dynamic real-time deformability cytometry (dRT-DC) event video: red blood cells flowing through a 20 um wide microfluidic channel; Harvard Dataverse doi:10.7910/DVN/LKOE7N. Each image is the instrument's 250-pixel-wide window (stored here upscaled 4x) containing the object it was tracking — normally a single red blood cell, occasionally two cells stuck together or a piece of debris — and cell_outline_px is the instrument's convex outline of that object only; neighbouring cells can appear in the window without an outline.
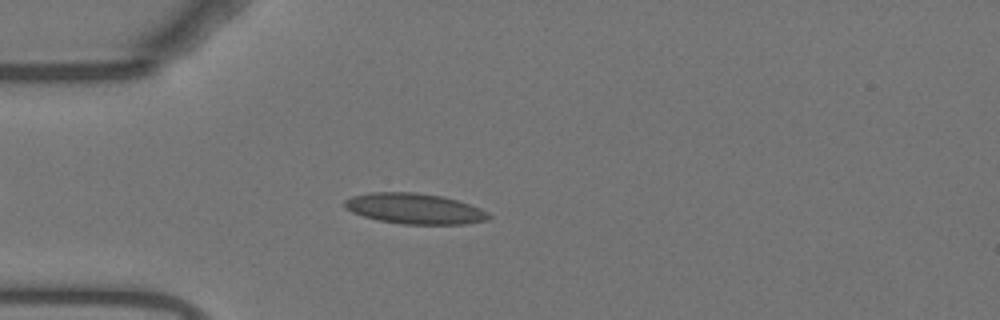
{"species": "Egyptian fruit bat (a non-hibernating species)", "species_latin": "Rousettus aegyptiacus", "temperature_condition": "warm", "stored_images_in_passage": 42, "camera_frame_rate_fps": 3000, "um_per_image_px": 0.085, "animal": {"sex": "female"}, "frame": {"image": 1, "passage_image": 7, "time_ms": 2.0, "image_size_px": [1000, 320], "cell_outline_px": [[492, 216], [488, 220], [464, 224], [404, 224], [380, 220], [364, 216], [352, 212], [344, 208], [344, 200], [352, 196], [372, 192], [416, 192], [444, 196], [480, 208]], "centroid_in_image_um": [35.23, 17.73], "position_along_channel_um": 49.8, "area_um2": 25.61}}
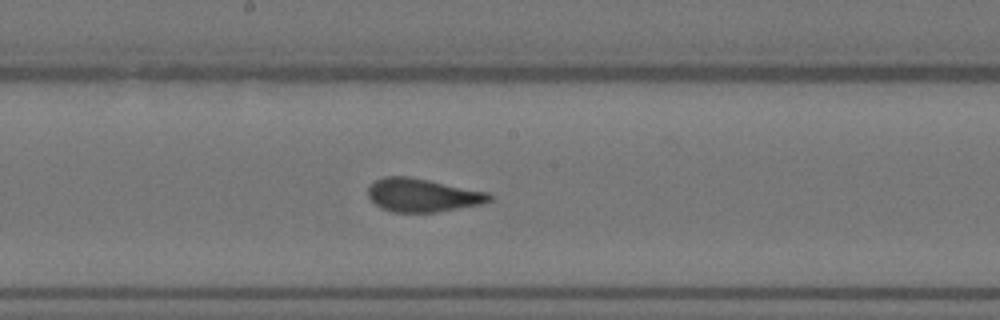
{"frame": {"image": 2, "passage_image": 21, "time_ms": 6.667, "image_size_px": [1000, 320], "cell_outline_px": [[492, 200], [484, 204], [436, 212], [392, 212], [380, 208], [368, 196], [368, 188], [376, 180], [384, 176], [408, 176], [488, 192], [492, 196]], "centroid_in_image_um": [35.93, 16.6], "position_along_channel_um": 212.3, "area_um2": 23.52}}
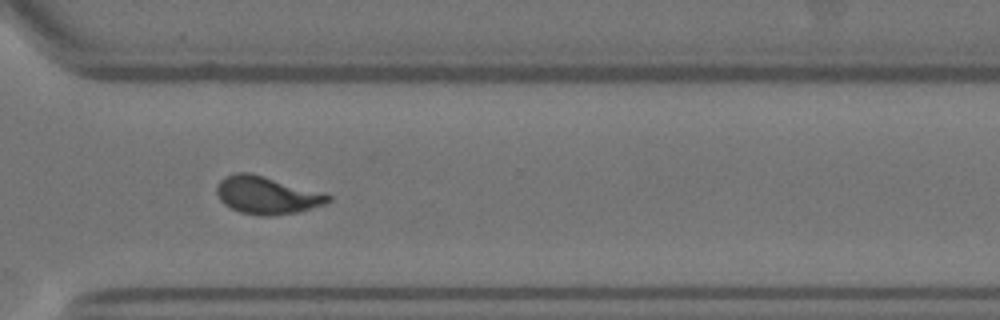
{"frame": {"image": 3, "passage_image": 32, "time_ms": 10.333, "image_size_px": [1000, 320], "cell_outline_px": [[332, 200], [324, 204], [296, 212], [272, 216], [260, 216], [240, 212], [224, 204], [220, 200], [216, 192], [216, 188], [220, 180], [224, 176], [236, 172], [248, 172], [264, 176], [332, 196]], "centroid_in_image_um": [22.62, 16.59], "position_along_channel_um": 348.0, "area_um2": 24.1}, "authors_computed_cell_mechanics": {"area_um2": 23.5824, "velocity_mm_per_s": 3.7243, "shape_relaxation_time_tau1_ms": 9.3434, "shape_relaxation_time_tau2_ms": 0.6393, "deformation_change_tau1": 0.2437, "deformation_change_tau2": 0.0658}}